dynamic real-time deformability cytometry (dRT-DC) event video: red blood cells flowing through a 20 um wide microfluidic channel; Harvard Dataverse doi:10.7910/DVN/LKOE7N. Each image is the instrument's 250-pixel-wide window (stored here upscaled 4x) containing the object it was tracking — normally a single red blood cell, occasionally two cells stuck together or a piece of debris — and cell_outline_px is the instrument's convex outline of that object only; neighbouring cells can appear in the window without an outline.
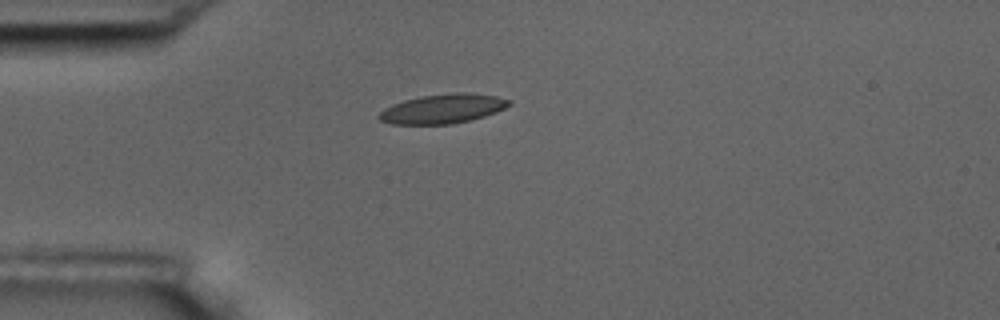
{"species": "common noctule bat (a hibernating species)", "species_latin": "Nyctalus noctula", "temperature_condition": "room temperature", "stored_images_in_passage": 11, "camera_frame_rate_fps": 3000, "um_per_image_px": 0.085, "animal": {"sex": "male", "body_mass_g": 17.5, "forearm_length_mm": 52.3}, "frame": {"image": 1, "passage_image": 4, "time_ms": 4.333, "image_size_px": [1000, 320], "cell_outline_px": [[512, 104], [496, 112], [484, 116], [452, 124], [392, 124], [380, 120], [376, 116], [384, 108], [392, 104], [404, 100], [424, 96], [452, 92], [464, 92], [496, 96], [512, 100]], "centroid_in_image_um": [37.63, 9.24], "position_along_channel_um": 47.4, "area_um2": 22.2}}
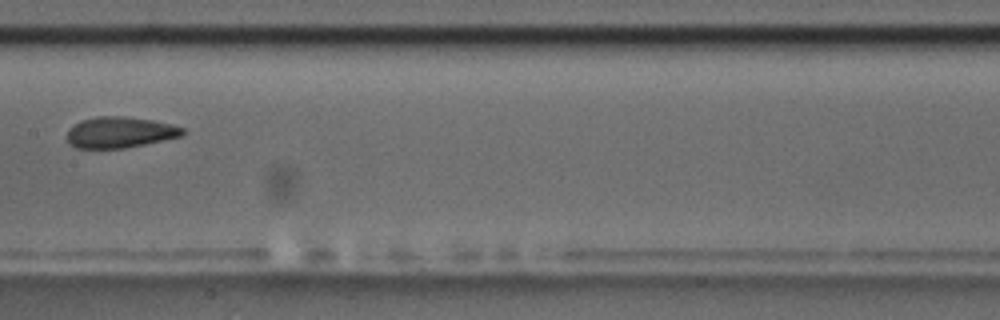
{"frame": {"image": 2, "passage_image": 8, "time_ms": 9.0, "image_size_px": [1000, 320], "cell_outline_px": [[184, 132], [180, 136], [144, 144], [124, 148], [76, 148], [68, 144], [68, 128], [80, 120], [96, 116], [124, 116], [152, 120], [184, 128]], "centroid_in_image_um": [10.12, 11.24], "position_along_channel_um": 197.3, "area_um2": 20.75}}
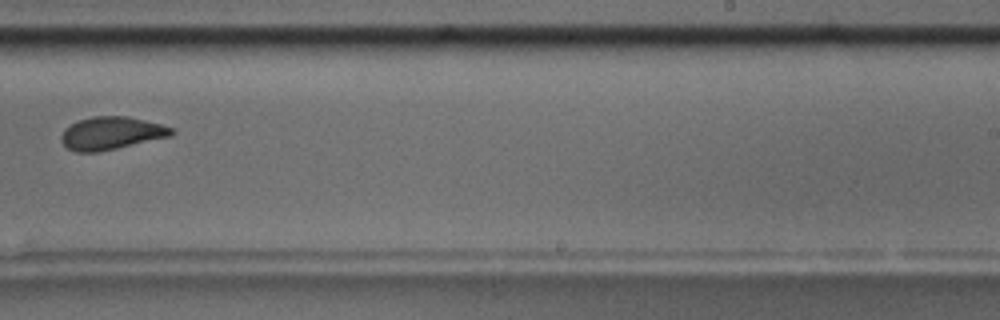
{"frame": {"image": 3, "passage_image": 10, "time_ms": 11.333, "image_size_px": [1000, 320], "cell_outline_px": [[176, 132], [172, 136], [100, 152], [76, 152], [68, 148], [60, 140], [60, 136], [64, 128], [76, 120], [92, 116], [128, 116], [160, 124], [172, 128]], "centroid_in_image_um": [9.44, 11.32], "position_along_channel_um": 279.6, "area_um2": 21.33}}